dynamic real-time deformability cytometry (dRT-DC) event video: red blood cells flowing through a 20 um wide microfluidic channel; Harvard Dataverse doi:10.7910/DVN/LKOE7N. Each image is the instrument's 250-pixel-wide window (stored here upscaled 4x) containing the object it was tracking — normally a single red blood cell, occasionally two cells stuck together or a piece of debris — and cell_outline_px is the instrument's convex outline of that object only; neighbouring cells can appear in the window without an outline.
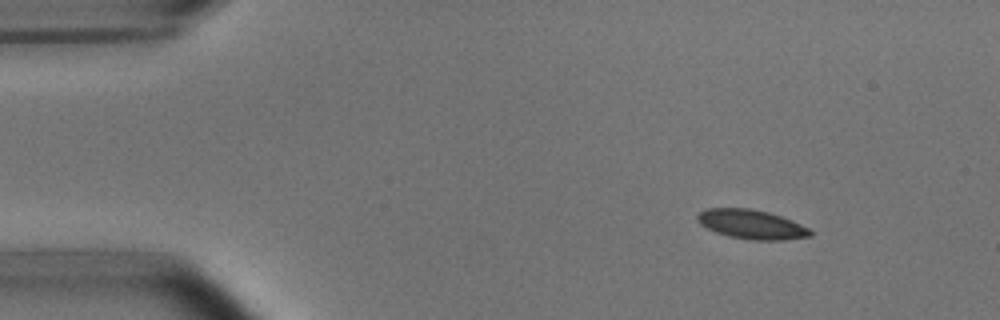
{"species": "common noctule bat (a hibernating species)", "species_latin": "Nyctalus noctula", "temperature_condition": "room temperature", "stored_images_in_passage": 47, "camera_frame_rate_fps": 3000, "um_per_image_px": 0.085, "animal": {"sex": "male", "body_mass_g": 15.6}, "frame": {"image": 1, "passage_image": 1, "time_ms": 0.0, "image_size_px": [1000, 320], "cell_outline_px": [[812, 236], [784, 240], [752, 240], [728, 236], [716, 232], [700, 224], [696, 220], [696, 216], [704, 208], [748, 208], [768, 212], [792, 220], [808, 228], [812, 232]], "centroid_in_image_um": [63.86, 19.07], "position_along_channel_um": 21.1, "area_um2": 19.25}}
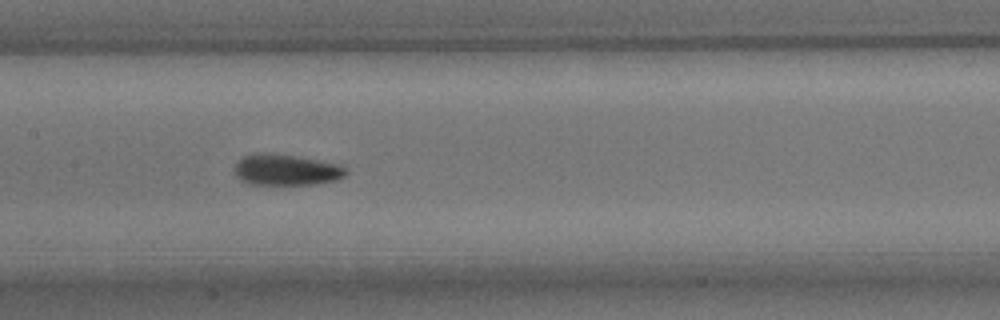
{"frame": {"image": 2, "passage_image": 20, "time_ms": 6.333, "image_size_px": [1000, 320], "cell_outline_px": [[348, 172], [344, 176], [336, 180], [316, 184], [248, 184], [240, 180], [236, 176], [232, 168], [244, 156], [252, 152], [264, 152], [292, 156], [316, 160], [336, 164], [344, 168]], "centroid_in_image_um": [24.24, 14.44], "position_along_channel_um": 183.2, "area_um2": 20.06}}
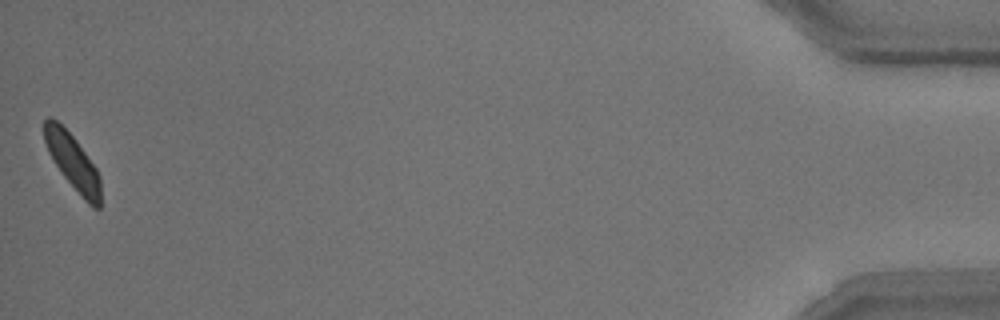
{"frame": {"image": 3, "passage_image": 47, "time_ms": 15.333, "image_size_px": [1000, 320], "cell_outline_px": [[100, 208], [92, 208], [84, 200], [64, 176], [48, 152], [44, 140], [44, 120], [48, 116], [56, 120], [76, 140], [96, 168], [100, 176]], "centroid_in_image_um": [6.18, 13.77], "position_along_channel_um": 429.0, "area_um2": 17.92}, "authors_computed_cell_mechanics": {"area_um2": 19.363, "velocity_mm_per_s": 3.7754, "shape_relaxation_time_tau1_ms": 3.2083, "shape_relaxation_time_tau2_ms": 2.2232, "deformation_change_tau1": 0.1179, "deformation_change_tau2": 0.0553}}